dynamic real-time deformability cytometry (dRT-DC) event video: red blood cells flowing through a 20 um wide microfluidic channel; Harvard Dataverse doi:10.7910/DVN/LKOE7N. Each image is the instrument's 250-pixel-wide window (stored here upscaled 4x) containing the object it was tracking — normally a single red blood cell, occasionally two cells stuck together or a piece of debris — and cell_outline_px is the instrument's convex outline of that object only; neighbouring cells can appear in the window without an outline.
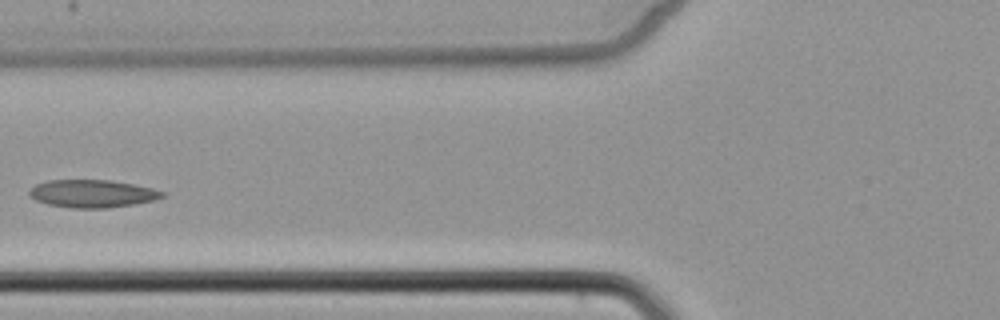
{"species": "common noctule bat (a hibernating species)", "species_latin": "Nyctalus noctula", "temperature_condition": "cold", "stored_images_in_passage": 5, "camera_frame_rate_fps": 3000, "um_per_image_px": 0.085, "animal": {"sex": "female", "body_mass_g": 22.7, "forearm_length_mm": 54.2}, "frame": {"image": 1, "passage_image": 5, "time_ms": 4.667, "image_size_px": [1000, 320], "cell_outline_px": [[164, 196], [156, 200], [108, 208], [72, 208], [48, 204], [36, 200], [28, 196], [28, 188], [36, 184], [48, 180], [112, 180], [152, 188], [164, 192]], "centroid_in_image_um": [7.8, 16.45], "position_along_channel_um": 118.0, "area_um2": 21.56}}